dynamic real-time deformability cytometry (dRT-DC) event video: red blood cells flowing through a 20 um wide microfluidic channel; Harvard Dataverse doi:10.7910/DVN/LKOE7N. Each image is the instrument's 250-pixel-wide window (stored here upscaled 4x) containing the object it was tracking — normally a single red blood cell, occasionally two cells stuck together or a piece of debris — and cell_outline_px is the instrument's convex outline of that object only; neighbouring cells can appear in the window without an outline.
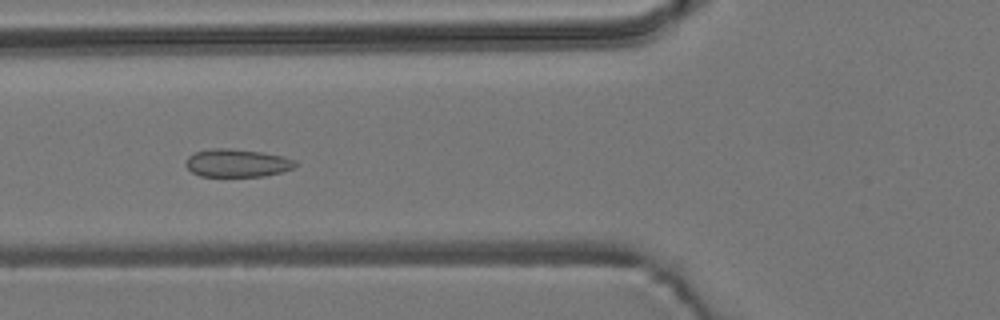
{"species": "common noctule bat (a hibernating species)", "species_latin": "Nyctalus noctula", "temperature_condition": "room temperature", "stored_images_in_passage": 16, "camera_frame_rate_fps": 3000, "um_per_image_px": 0.085, "animal": {"sex": "male", "body_mass_g": 19.2, "forearm_length_mm": 51.8}, "frame": {"image": 1, "passage_image": 7, "time_ms": 2.0, "image_size_px": [1000, 320], "cell_outline_px": [[296, 164], [292, 168], [280, 172], [264, 176], [200, 176], [192, 172], [184, 164], [188, 156], [196, 152], [212, 148], [232, 148], [264, 152], [284, 156], [296, 160]], "centroid_in_image_um": [20.14, 13.84], "position_along_channel_um": 105.7, "area_um2": 17.92}}
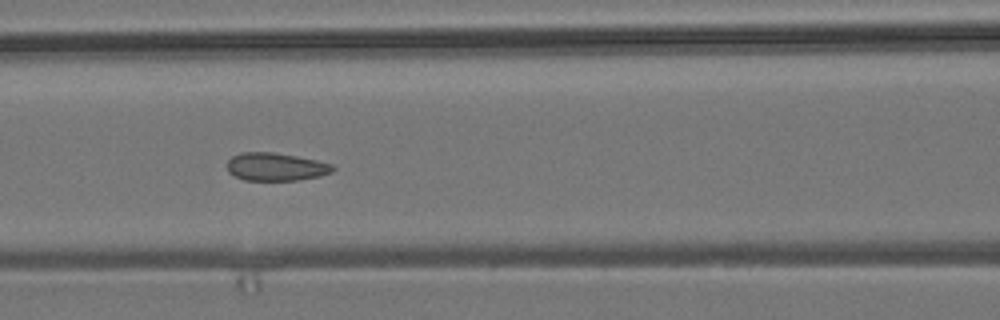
{"frame": {"image": 2, "passage_image": 10, "time_ms": 3.0, "image_size_px": [1000, 320], "cell_outline_px": [[336, 168], [332, 172], [320, 176], [296, 180], [244, 180], [228, 172], [228, 160], [232, 156], [240, 152], [272, 152], [296, 156], [316, 160], [332, 164]], "centroid_in_image_um": [23.45, 14.17], "position_along_channel_um": 143.2, "area_um2": 17.17}}
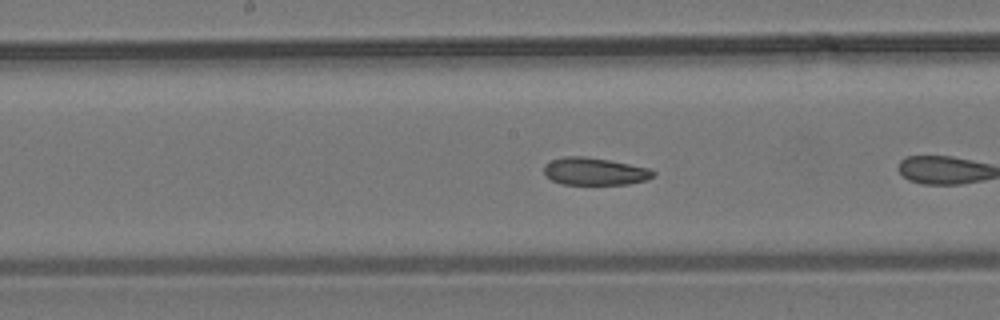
{"frame": {"image": 3, "passage_image": 12, "time_ms": 3.667, "image_size_px": [1000, 320], "cell_outline_px": [[656, 172], [648, 180], [628, 184], [560, 184], [544, 176], [544, 164], [552, 160], [564, 156], [584, 156], [608, 160], [648, 168]], "centroid_in_image_um": [50.5, 14.57], "position_along_channel_um": 197.7, "area_um2": 17.46}}